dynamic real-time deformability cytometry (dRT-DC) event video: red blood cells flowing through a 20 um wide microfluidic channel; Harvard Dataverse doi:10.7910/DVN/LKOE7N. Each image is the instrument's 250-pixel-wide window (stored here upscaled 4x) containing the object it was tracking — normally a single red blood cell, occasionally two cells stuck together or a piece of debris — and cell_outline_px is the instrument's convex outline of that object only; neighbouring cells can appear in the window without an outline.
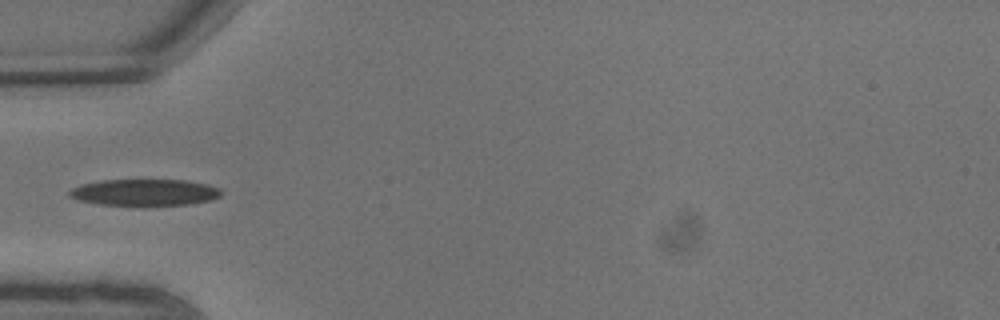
{"species": "common noctule bat (a hibernating species)", "species_latin": "Nyctalus noctula", "temperature_condition": "warm", "stored_images_in_passage": 4, "camera_frame_rate_fps": 3000, "um_per_image_px": 0.085, "animal": {"sex": "male", "body_mass_g": 13.3}, "frame": {"image": 1, "passage_image": 1, "time_ms": 0.0, "image_size_px": [1000, 320], "cell_outline_px": [[220, 196], [212, 200], [188, 204], [144, 208], [136, 208], [100, 204], [76, 200], [68, 196], [68, 192], [72, 188], [80, 184], [100, 180], [188, 180], [208, 184], [220, 188]], "centroid_in_image_um": [12.26, 16.39], "position_along_channel_um": 72.7, "area_um2": 24.62}}
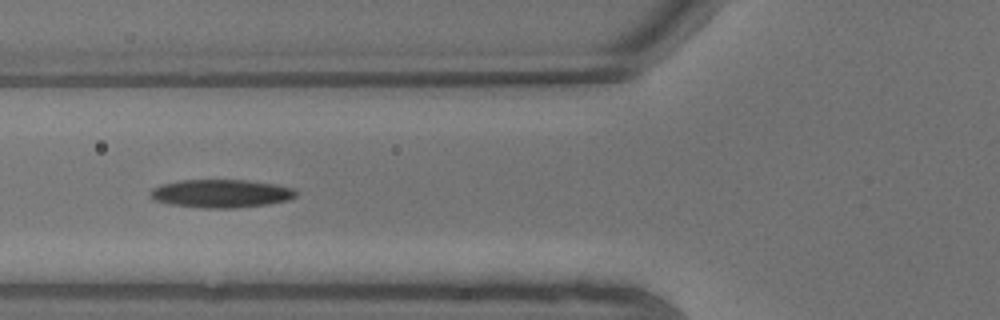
{"frame": {"image": 2, "passage_image": 2, "time_ms": 0.333, "image_size_px": [1000, 320], "cell_outline_px": [[296, 196], [288, 200], [268, 204], [236, 208], [200, 208], [168, 204], [156, 200], [148, 192], [152, 188], [160, 184], [180, 180], [248, 180], [276, 184], [292, 188], [296, 192]], "centroid_in_image_um": [18.77, 16.45], "position_along_channel_um": 107.0, "area_um2": 24.04}}
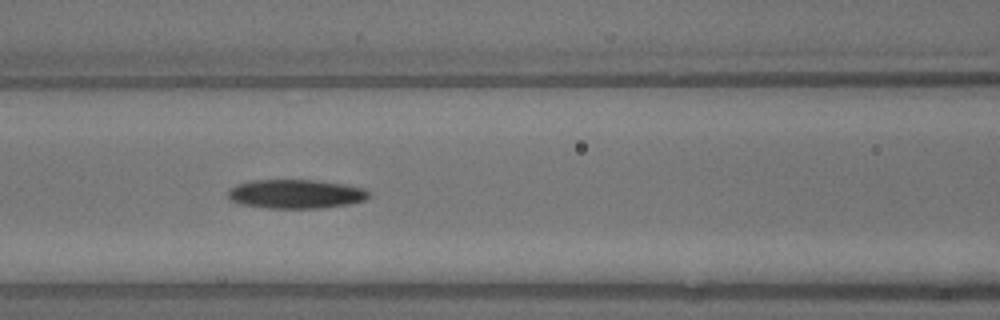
{"frame": {"image": 3, "passage_image": 3, "time_ms": 0.667, "image_size_px": [1000, 320], "cell_outline_px": [[368, 196], [364, 200], [348, 204], [320, 208], [268, 208], [240, 204], [232, 200], [228, 196], [228, 192], [236, 184], [252, 180], [316, 180], [364, 188], [368, 192]], "centroid_in_image_um": [25.11, 16.49], "position_along_channel_um": 141.5, "area_um2": 23.52}}